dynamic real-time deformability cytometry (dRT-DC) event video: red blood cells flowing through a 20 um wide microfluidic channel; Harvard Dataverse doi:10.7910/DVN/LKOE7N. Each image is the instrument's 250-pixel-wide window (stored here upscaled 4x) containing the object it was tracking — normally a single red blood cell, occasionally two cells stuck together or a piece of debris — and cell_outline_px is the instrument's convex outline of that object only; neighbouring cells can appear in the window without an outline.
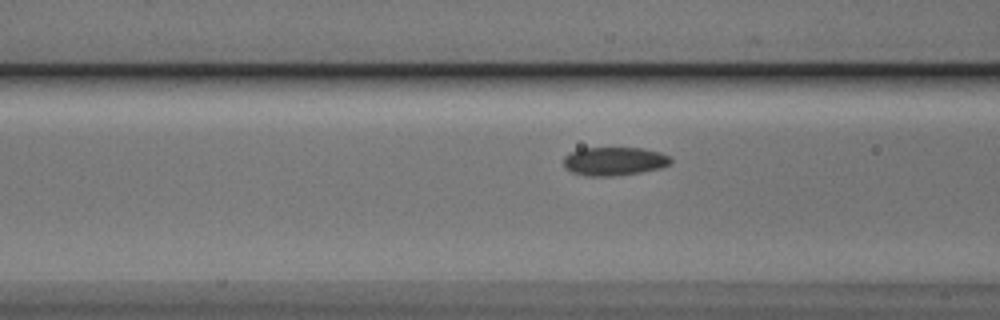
{"species": "Egyptian fruit bat (a non-hibernating species)", "species_latin": "Rousettus aegyptiacus", "temperature_condition": "cold", "stored_images_in_passage": 37, "camera_frame_rate_fps": 3000, "um_per_image_px": 0.085, "animal": {"sex": "male"}, "frame": {"image": 1, "passage_image": 5, "time_ms": 1.333, "image_size_px": [1000, 320], "cell_outline_px": [[672, 160], [668, 164], [660, 168], [640, 172], [612, 176], [588, 176], [572, 172], [564, 168], [564, 156], [568, 152], [580, 148], [644, 148], [660, 152], [668, 156]], "centroid_in_image_um": [52.16, 13.69], "position_along_channel_um": 114.4, "area_um2": 17.8}}
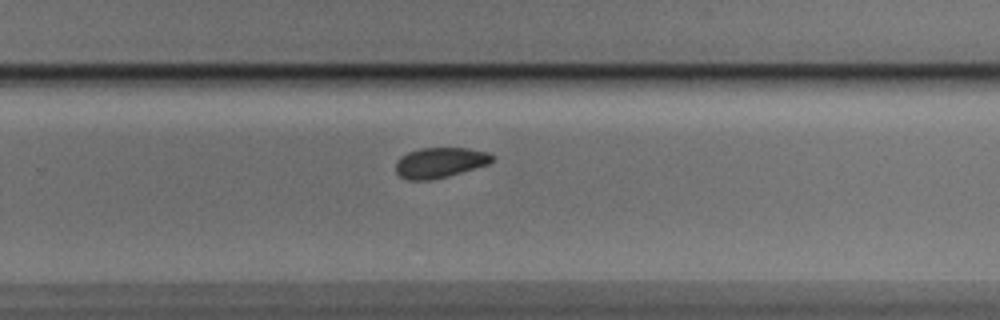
{"frame": {"image": 2, "passage_image": 19, "time_ms": 6.0, "image_size_px": [1000, 320], "cell_outline_px": [[496, 160], [488, 164], [432, 180], [408, 180], [400, 176], [396, 172], [396, 160], [400, 156], [408, 152], [420, 148], [468, 148], [488, 152], [496, 156]], "centroid_in_image_um": [37.4, 13.81], "position_along_channel_um": 292.4, "area_um2": 17.11}}
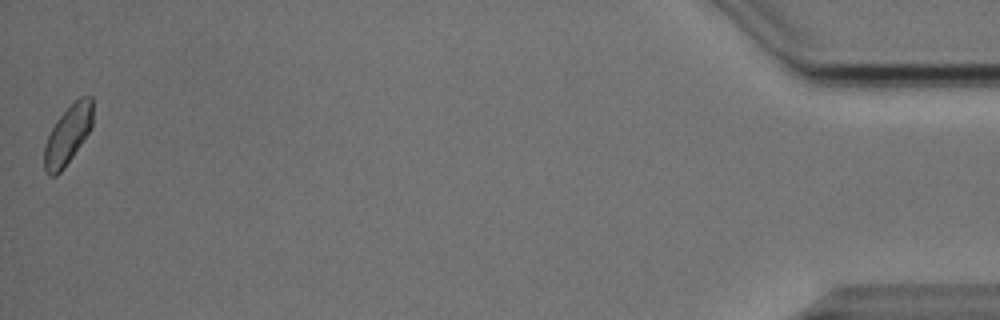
{"frame": {"image": 3, "passage_image": 37, "time_ms": 12.0, "image_size_px": [1000, 320], "cell_outline_px": [[92, 128], [64, 168], [56, 176], [48, 176], [44, 168], [44, 144], [56, 120], [80, 96], [92, 96]], "centroid_in_image_um": [5.76, 11.49], "position_along_channel_um": 429.4, "area_um2": 16.53}, "authors_computed_cell_mechanics": {"area_um2": 17.34, "velocity_mm_per_s": 3.8174, "shape_relaxation_time_tau1_ms": 3.1396, "shape_relaxation_time_tau2_ms": 1.5544, "deformation_change_tau1": 0.0612, "deformation_change_tau2": 0.0618}}